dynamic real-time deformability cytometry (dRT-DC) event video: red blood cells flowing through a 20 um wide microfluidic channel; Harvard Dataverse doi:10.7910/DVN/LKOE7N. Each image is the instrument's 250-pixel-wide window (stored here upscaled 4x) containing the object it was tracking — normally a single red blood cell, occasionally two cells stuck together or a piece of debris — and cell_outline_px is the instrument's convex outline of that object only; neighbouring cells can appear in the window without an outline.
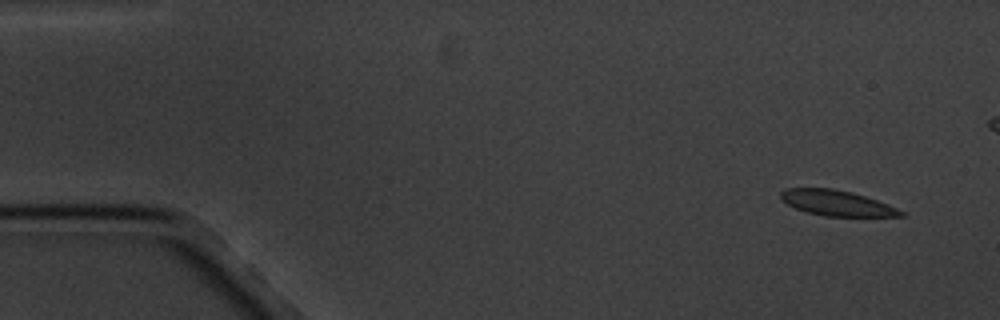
{"species": "common noctule bat (a hibernating species)", "species_latin": "Nyctalus noctula", "temperature_condition": "cold", "stored_images_in_passage": 9, "camera_frame_rate_fps": 3000, "um_per_image_px": 0.085, "animal": {"sex": "male", "body_mass_g": 20.1, "forearm_length_mm": 53.5}, "frame": {"image": 1, "passage_image": 1, "time_ms": 0.0, "image_size_px": [1000, 320], "cell_outline_px": [[908, 216], [824, 216], [804, 212], [780, 200], [780, 192], [784, 188], [832, 188], [852, 192], [888, 204], [904, 212]], "centroid_in_image_um": [71.08, 17.25], "position_along_channel_um": 13.9, "area_um2": 17.86}}
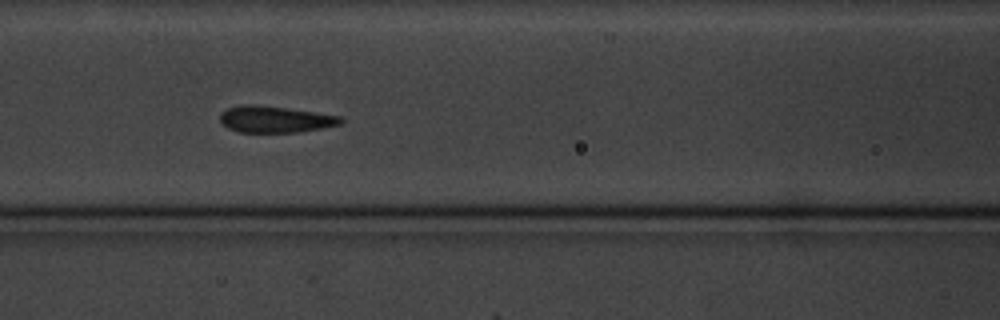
{"frame": {"image": 2, "passage_image": 7, "time_ms": 7.0, "image_size_px": [1000, 320], "cell_outline_px": [[344, 120], [340, 124], [324, 128], [296, 132], [240, 132], [228, 128], [220, 120], [220, 112], [228, 108], [244, 104], [284, 108], [340, 116]], "centroid_in_image_um": [23.37, 10.15], "position_along_channel_um": 143.2, "area_um2": 18.26}}
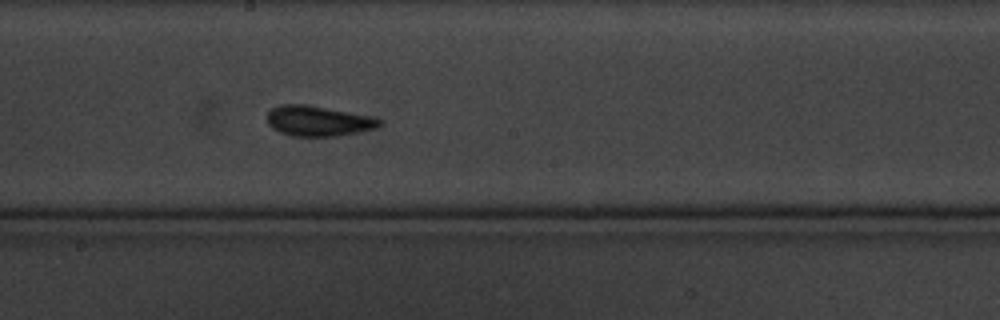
{"frame": {"image": 3, "passage_image": 9, "time_ms": 9.333, "image_size_px": [1000, 320], "cell_outline_px": [[384, 124], [376, 128], [336, 136], [292, 136], [280, 132], [272, 128], [268, 124], [268, 112], [272, 108], [280, 104], [308, 104], [372, 116], [380, 120]], "centroid_in_image_um": [27.05, 10.27], "position_along_channel_um": 221.2, "area_um2": 19.88}}